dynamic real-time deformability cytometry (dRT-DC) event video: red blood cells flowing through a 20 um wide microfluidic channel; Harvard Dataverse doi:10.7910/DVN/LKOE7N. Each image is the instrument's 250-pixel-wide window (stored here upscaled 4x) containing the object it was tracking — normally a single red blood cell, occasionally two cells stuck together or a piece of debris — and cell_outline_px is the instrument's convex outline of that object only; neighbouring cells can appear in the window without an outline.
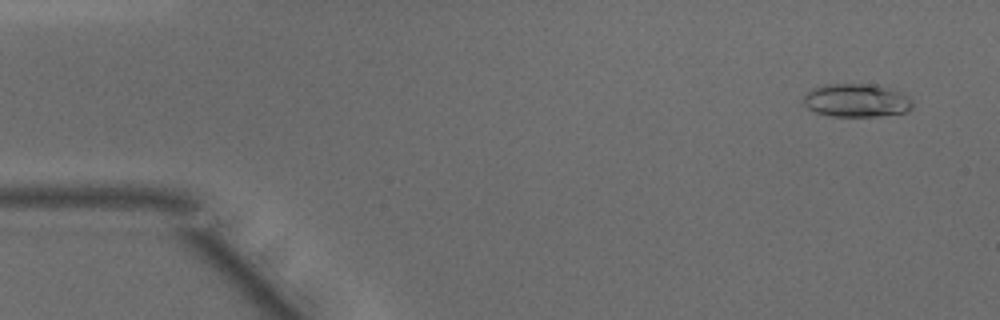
{"species": "common noctule bat (a hibernating species)", "species_latin": "Nyctalus noctula", "temperature_condition": "warm", "stored_images_in_passage": 14, "camera_frame_rate_fps": 3000, "um_per_image_px": 0.085, "animal": {"sex": "male", "body_mass_g": 15.6}, "frame": {"image": 1, "passage_image": 3, "time_ms": 0.667, "image_size_px": [1000, 320], "cell_outline_px": [[912, 108], [904, 112], [876, 116], [832, 116], [816, 112], [808, 108], [804, 104], [804, 96], [812, 88], [828, 84], [872, 84], [900, 92], [908, 96], [912, 100]], "centroid_in_image_um": [72.79, 8.53], "position_along_channel_um": 12.2, "area_um2": 20.87}}